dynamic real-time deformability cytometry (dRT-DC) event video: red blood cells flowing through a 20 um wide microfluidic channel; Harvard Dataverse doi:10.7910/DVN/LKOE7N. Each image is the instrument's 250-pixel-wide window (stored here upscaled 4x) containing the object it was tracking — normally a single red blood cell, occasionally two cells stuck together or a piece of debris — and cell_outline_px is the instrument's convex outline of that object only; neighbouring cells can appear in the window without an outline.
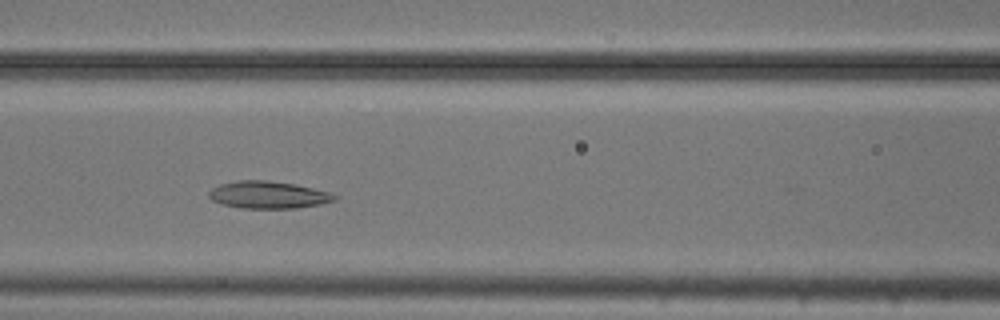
{"species": "common noctule bat (a hibernating species)", "species_latin": "Nyctalus noctula", "temperature_condition": "cold", "stored_images_in_passage": 51, "camera_frame_rate_fps": 3000, "um_per_image_px": 0.085, "animal": {"sex": "male", "body_mass_g": 20.5, "forearm_length_mm": 52.5}, "frame": {"image": 1, "passage_image": 19, "time_ms": 6.0, "image_size_px": [1000, 320], "cell_outline_px": [[336, 200], [320, 204], [296, 208], [240, 208], [224, 204], [212, 200], [208, 196], [208, 192], [212, 188], [220, 184], [236, 180], [268, 180], [292, 184], [332, 192], [336, 196]], "centroid_in_image_um": [22.79, 16.56], "position_along_channel_um": 143.8, "area_um2": 19.88}}
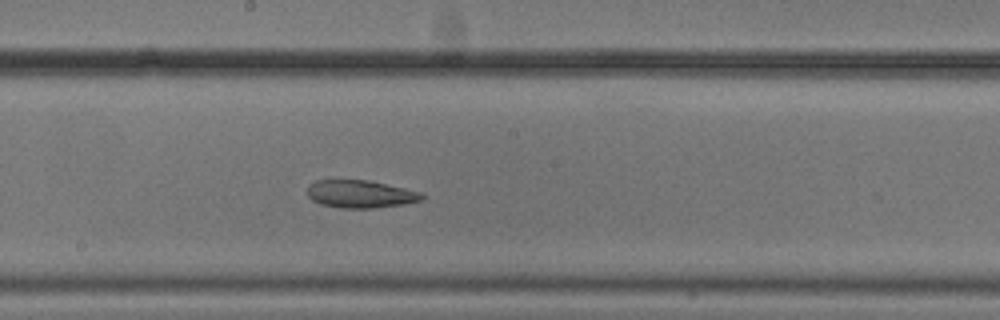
{"frame": {"image": 2, "passage_image": 25, "time_ms": 8.0, "image_size_px": [1000, 320], "cell_outline_px": [[424, 200], [404, 204], [372, 208], [344, 208], [320, 204], [312, 200], [308, 196], [308, 184], [316, 180], [368, 180], [424, 192]], "centroid_in_image_um": [30.67, 16.49], "position_along_channel_um": 217.5, "area_um2": 18.61}}
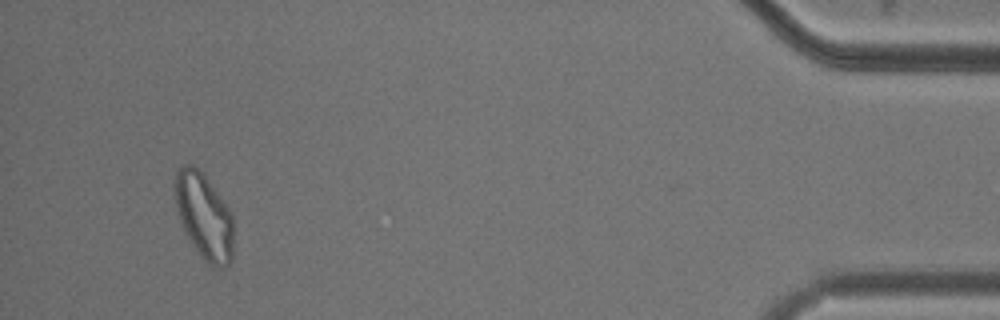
{"frame": {"image": 3, "passage_image": 47, "time_ms": 15.333, "image_size_px": [1000, 320], "cell_outline_px": [[232, 260], [224, 268], [216, 268], [204, 260], [192, 244], [184, 232], [180, 224], [176, 204], [176, 172], [184, 164], [192, 164], [204, 172], [232, 212]], "centroid_in_image_um": [17.36, 18.37], "position_along_channel_um": 417.8, "area_um2": 29.42}, "authors_computed_cell_mechanics": {"area_um2": 23.7558, "velocity_mm_per_s": 3.6941, "shape_relaxation_time_tau1_ms": 5.6912, "shape_relaxation_time_tau2_ms": 4.2263, "deformation_change_tau1": 0.136, "deformation_change_tau2": 0.1325}}